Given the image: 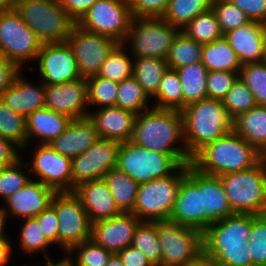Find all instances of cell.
<instances>
[{"instance_id": "6", "label": "cell", "mask_w": 266, "mask_h": 266, "mask_svg": "<svg viewBox=\"0 0 266 266\" xmlns=\"http://www.w3.org/2000/svg\"><path fill=\"white\" fill-rule=\"evenodd\" d=\"M14 8L42 43L66 42L76 24L59 0H14Z\"/></svg>"}, {"instance_id": "7", "label": "cell", "mask_w": 266, "mask_h": 266, "mask_svg": "<svg viewBox=\"0 0 266 266\" xmlns=\"http://www.w3.org/2000/svg\"><path fill=\"white\" fill-rule=\"evenodd\" d=\"M185 176L186 164L181 165L170 176L139 184L132 214L141 221L169 220L181 181Z\"/></svg>"}, {"instance_id": "42", "label": "cell", "mask_w": 266, "mask_h": 266, "mask_svg": "<svg viewBox=\"0 0 266 266\" xmlns=\"http://www.w3.org/2000/svg\"><path fill=\"white\" fill-rule=\"evenodd\" d=\"M0 136L10 140L20 150L27 145L25 117L0 100Z\"/></svg>"}, {"instance_id": "55", "label": "cell", "mask_w": 266, "mask_h": 266, "mask_svg": "<svg viewBox=\"0 0 266 266\" xmlns=\"http://www.w3.org/2000/svg\"><path fill=\"white\" fill-rule=\"evenodd\" d=\"M61 7L77 23L98 0H59Z\"/></svg>"}, {"instance_id": "36", "label": "cell", "mask_w": 266, "mask_h": 266, "mask_svg": "<svg viewBox=\"0 0 266 266\" xmlns=\"http://www.w3.org/2000/svg\"><path fill=\"white\" fill-rule=\"evenodd\" d=\"M128 52V53H127ZM124 43H119L105 59L98 76L121 82L133 75L134 57Z\"/></svg>"}, {"instance_id": "54", "label": "cell", "mask_w": 266, "mask_h": 266, "mask_svg": "<svg viewBox=\"0 0 266 266\" xmlns=\"http://www.w3.org/2000/svg\"><path fill=\"white\" fill-rule=\"evenodd\" d=\"M20 71L21 69L15 63L0 55V98Z\"/></svg>"}, {"instance_id": "10", "label": "cell", "mask_w": 266, "mask_h": 266, "mask_svg": "<svg viewBox=\"0 0 266 266\" xmlns=\"http://www.w3.org/2000/svg\"><path fill=\"white\" fill-rule=\"evenodd\" d=\"M42 44L14 7L0 15V55L21 70L35 62Z\"/></svg>"}, {"instance_id": "49", "label": "cell", "mask_w": 266, "mask_h": 266, "mask_svg": "<svg viewBox=\"0 0 266 266\" xmlns=\"http://www.w3.org/2000/svg\"><path fill=\"white\" fill-rule=\"evenodd\" d=\"M222 104L233 119L256 106L252 92L239 78L222 99Z\"/></svg>"}, {"instance_id": "17", "label": "cell", "mask_w": 266, "mask_h": 266, "mask_svg": "<svg viewBox=\"0 0 266 266\" xmlns=\"http://www.w3.org/2000/svg\"><path fill=\"white\" fill-rule=\"evenodd\" d=\"M36 61L39 80L44 85H58L81 78L77 60L67 42L43 43Z\"/></svg>"}, {"instance_id": "13", "label": "cell", "mask_w": 266, "mask_h": 266, "mask_svg": "<svg viewBox=\"0 0 266 266\" xmlns=\"http://www.w3.org/2000/svg\"><path fill=\"white\" fill-rule=\"evenodd\" d=\"M132 18L127 0H98L76 24L86 31L124 43Z\"/></svg>"}, {"instance_id": "32", "label": "cell", "mask_w": 266, "mask_h": 266, "mask_svg": "<svg viewBox=\"0 0 266 266\" xmlns=\"http://www.w3.org/2000/svg\"><path fill=\"white\" fill-rule=\"evenodd\" d=\"M116 207L122 213H132L136 203L138 186L128 174L117 167L104 175Z\"/></svg>"}, {"instance_id": "52", "label": "cell", "mask_w": 266, "mask_h": 266, "mask_svg": "<svg viewBox=\"0 0 266 266\" xmlns=\"http://www.w3.org/2000/svg\"><path fill=\"white\" fill-rule=\"evenodd\" d=\"M46 239L58 248V219L55 208L50 204L39 215L34 217Z\"/></svg>"}, {"instance_id": "8", "label": "cell", "mask_w": 266, "mask_h": 266, "mask_svg": "<svg viewBox=\"0 0 266 266\" xmlns=\"http://www.w3.org/2000/svg\"><path fill=\"white\" fill-rule=\"evenodd\" d=\"M181 30L161 17H133L124 42L133 57L166 60L175 37ZM130 43V44H129Z\"/></svg>"}, {"instance_id": "53", "label": "cell", "mask_w": 266, "mask_h": 266, "mask_svg": "<svg viewBox=\"0 0 266 266\" xmlns=\"http://www.w3.org/2000/svg\"><path fill=\"white\" fill-rule=\"evenodd\" d=\"M252 20L266 24V0H229Z\"/></svg>"}, {"instance_id": "66", "label": "cell", "mask_w": 266, "mask_h": 266, "mask_svg": "<svg viewBox=\"0 0 266 266\" xmlns=\"http://www.w3.org/2000/svg\"><path fill=\"white\" fill-rule=\"evenodd\" d=\"M22 266H36V265H32V264H31V265H30V264H27V265L24 264V265H23V264H22ZM37 266H39V265H37Z\"/></svg>"}, {"instance_id": "12", "label": "cell", "mask_w": 266, "mask_h": 266, "mask_svg": "<svg viewBox=\"0 0 266 266\" xmlns=\"http://www.w3.org/2000/svg\"><path fill=\"white\" fill-rule=\"evenodd\" d=\"M51 205L58 219V246L64 254L91 238L92 224L82 202L73 192H56Z\"/></svg>"}, {"instance_id": "27", "label": "cell", "mask_w": 266, "mask_h": 266, "mask_svg": "<svg viewBox=\"0 0 266 266\" xmlns=\"http://www.w3.org/2000/svg\"><path fill=\"white\" fill-rule=\"evenodd\" d=\"M169 221L204 232L201 193L199 188L187 176L181 181Z\"/></svg>"}, {"instance_id": "21", "label": "cell", "mask_w": 266, "mask_h": 266, "mask_svg": "<svg viewBox=\"0 0 266 266\" xmlns=\"http://www.w3.org/2000/svg\"><path fill=\"white\" fill-rule=\"evenodd\" d=\"M140 222L134 214L121 212L113 218L93 223L91 239L112 254H118L132 245L133 235Z\"/></svg>"}, {"instance_id": "59", "label": "cell", "mask_w": 266, "mask_h": 266, "mask_svg": "<svg viewBox=\"0 0 266 266\" xmlns=\"http://www.w3.org/2000/svg\"><path fill=\"white\" fill-rule=\"evenodd\" d=\"M184 266H219L211 257L204 252L195 260L186 263Z\"/></svg>"}, {"instance_id": "14", "label": "cell", "mask_w": 266, "mask_h": 266, "mask_svg": "<svg viewBox=\"0 0 266 266\" xmlns=\"http://www.w3.org/2000/svg\"><path fill=\"white\" fill-rule=\"evenodd\" d=\"M66 42L73 50L77 69L83 79L98 76L103 62L119 44L116 40L92 33L75 24Z\"/></svg>"}, {"instance_id": "16", "label": "cell", "mask_w": 266, "mask_h": 266, "mask_svg": "<svg viewBox=\"0 0 266 266\" xmlns=\"http://www.w3.org/2000/svg\"><path fill=\"white\" fill-rule=\"evenodd\" d=\"M120 142L100 138L83 154L71 159L72 192L79 185L102 179L111 169L117 167Z\"/></svg>"}, {"instance_id": "30", "label": "cell", "mask_w": 266, "mask_h": 266, "mask_svg": "<svg viewBox=\"0 0 266 266\" xmlns=\"http://www.w3.org/2000/svg\"><path fill=\"white\" fill-rule=\"evenodd\" d=\"M183 93V108L191 103L208 98V70L202 62H195L176 69Z\"/></svg>"}, {"instance_id": "39", "label": "cell", "mask_w": 266, "mask_h": 266, "mask_svg": "<svg viewBox=\"0 0 266 266\" xmlns=\"http://www.w3.org/2000/svg\"><path fill=\"white\" fill-rule=\"evenodd\" d=\"M132 246L139 249L152 266H161L162 251L158 242L157 221H141L133 235Z\"/></svg>"}, {"instance_id": "34", "label": "cell", "mask_w": 266, "mask_h": 266, "mask_svg": "<svg viewBox=\"0 0 266 266\" xmlns=\"http://www.w3.org/2000/svg\"><path fill=\"white\" fill-rule=\"evenodd\" d=\"M212 0H170L161 18L180 30L199 14L211 9Z\"/></svg>"}, {"instance_id": "33", "label": "cell", "mask_w": 266, "mask_h": 266, "mask_svg": "<svg viewBox=\"0 0 266 266\" xmlns=\"http://www.w3.org/2000/svg\"><path fill=\"white\" fill-rule=\"evenodd\" d=\"M166 60L155 57H134L133 77L152 99L158 90V85L168 69Z\"/></svg>"}, {"instance_id": "5", "label": "cell", "mask_w": 266, "mask_h": 266, "mask_svg": "<svg viewBox=\"0 0 266 266\" xmlns=\"http://www.w3.org/2000/svg\"><path fill=\"white\" fill-rule=\"evenodd\" d=\"M233 214H266V164L219 176Z\"/></svg>"}, {"instance_id": "50", "label": "cell", "mask_w": 266, "mask_h": 266, "mask_svg": "<svg viewBox=\"0 0 266 266\" xmlns=\"http://www.w3.org/2000/svg\"><path fill=\"white\" fill-rule=\"evenodd\" d=\"M239 72L231 71H208L207 92L208 98L221 100L231 90L233 84L238 80Z\"/></svg>"}, {"instance_id": "35", "label": "cell", "mask_w": 266, "mask_h": 266, "mask_svg": "<svg viewBox=\"0 0 266 266\" xmlns=\"http://www.w3.org/2000/svg\"><path fill=\"white\" fill-rule=\"evenodd\" d=\"M151 101L155 108L178 111L183 109L182 85L175 69H167L158 85L157 93Z\"/></svg>"}, {"instance_id": "46", "label": "cell", "mask_w": 266, "mask_h": 266, "mask_svg": "<svg viewBox=\"0 0 266 266\" xmlns=\"http://www.w3.org/2000/svg\"><path fill=\"white\" fill-rule=\"evenodd\" d=\"M67 254L75 266H106L112 256L110 251L98 245L91 238L74 246Z\"/></svg>"}, {"instance_id": "60", "label": "cell", "mask_w": 266, "mask_h": 266, "mask_svg": "<svg viewBox=\"0 0 266 266\" xmlns=\"http://www.w3.org/2000/svg\"><path fill=\"white\" fill-rule=\"evenodd\" d=\"M46 262L45 266H75L74 262L71 260V258L68 256V254L65 255V257L58 259L55 261L54 259L47 258L44 260Z\"/></svg>"}, {"instance_id": "31", "label": "cell", "mask_w": 266, "mask_h": 266, "mask_svg": "<svg viewBox=\"0 0 266 266\" xmlns=\"http://www.w3.org/2000/svg\"><path fill=\"white\" fill-rule=\"evenodd\" d=\"M201 62L208 71L239 72L242 67L237 54L224 36L203 44Z\"/></svg>"}, {"instance_id": "23", "label": "cell", "mask_w": 266, "mask_h": 266, "mask_svg": "<svg viewBox=\"0 0 266 266\" xmlns=\"http://www.w3.org/2000/svg\"><path fill=\"white\" fill-rule=\"evenodd\" d=\"M23 75L21 70L1 95L0 100L26 118L34 111L45 107V85L39 79L32 82Z\"/></svg>"}, {"instance_id": "22", "label": "cell", "mask_w": 266, "mask_h": 266, "mask_svg": "<svg viewBox=\"0 0 266 266\" xmlns=\"http://www.w3.org/2000/svg\"><path fill=\"white\" fill-rule=\"evenodd\" d=\"M136 117V113L117 106L91 109L88 114L100 138L120 143L131 140Z\"/></svg>"}, {"instance_id": "40", "label": "cell", "mask_w": 266, "mask_h": 266, "mask_svg": "<svg viewBox=\"0 0 266 266\" xmlns=\"http://www.w3.org/2000/svg\"><path fill=\"white\" fill-rule=\"evenodd\" d=\"M137 80L131 76L118 82L116 106L136 114L150 109L153 105Z\"/></svg>"}, {"instance_id": "24", "label": "cell", "mask_w": 266, "mask_h": 266, "mask_svg": "<svg viewBox=\"0 0 266 266\" xmlns=\"http://www.w3.org/2000/svg\"><path fill=\"white\" fill-rule=\"evenodd\" d=\"M73 193L82 202L91 224L121 213L104 178L83 183L76 187Z\"/></svg>"}, {"instance_id": "19", "label": "cell", "mask_w": 266, "mask_h": 266, "mask_svg": "<svg viewBox=\"0 0 266 266\" xmlns=\"http://www.w3.org/2000/svg\"><path fill=\"white\" fill-rule=\"evenodd\" d=\"M186 176L199 188L204 231L213 223L233 215L223 184L218 176L206 175L186 164Z\"/></svg>"}, {"instance_id": "45", "label": "cell", "mask_w": 266, "mask_h": 266, "mask_svg": "<svg viewBox=\"0 0 266 266\" xmlns=\"http://www.w3.org/2000/svg\"><path fill=\"white\" fill-rule=\"evenodd\" d=\"M238 78L252 92L256 105L266 106V63L242 65Z\"/></svg>"}, {"instance_id": "41", "label": "cell", "mask_w": 266, "mask_h": 266, "mask_svg": "<svg viewBox=\"0 0 266 266\" xmlns=\"http://www.w3.org/2000/svg\"><path fill=\"white\" fill-rule=\"evenodd\" d=\"M181 31L190 39L198 43H211L223 37L219 22L212 9L199 14Z\"/></svg>"}, {"instance_id": "56", "label": "cell", "mask_w": 266, "mask_h": 266, "mask_svg": "<svg viewBox=\"0 0 266 266\" xmlns=\"http://www.w3.org/2000/svg\"><path fill=\"white\" fill-rule=\"evenodd\" d=\"M20 151L10 140L0 136V168L12 165L22 157Z\"/></svg>"}, {"instance_id": "47", "label": "cell", "mask_w": 266, "mask_h": 266, "mask_svg": "<svg viewBox=\"0 0 266 266\" xmlns=\"http://www.w3.org/2000/svg\"><path fill=\"white\" fill-rule=\"evenodd\" d=\"M247 242L252 263L259 266H265L266 214L251 215V234Z\"/></svg>"}, {"instance_id": "58", "label": "cell", "mask_w": 266, "mask_h": 266, "mask_svg": "<svg viewBox=\"0 0 266 266\" xmlns=\"http://www.w3.org/2000/svg\"><path fill=\"white\" fill-rule=\"evenodd\" d=\"M4 230L0 234V266H9L13 257V250L15 249L11 238L9 239L8 235Z\"/></svg>"}, {"instance_id": "9", "label": "cell", "mask_w": 266, "mask_h": 266, "mask_svg": "<svg viewBox=\"0 0 266 266\" xmlns=\"http://www.w3.org/2000/svg\"><path fill=\"white\" fill-rule=\"evenodd\" d=\"M179 167L170 155L148 150L131 140L119 146L117 168L138 184L170 176Z\"/></svg>"}, {"instance_id": "51", "label": "cell", "mask_w": 266, "mask_h": 266, "mask_svg": "<svg viewBox=\"0 0 266 266\" xmlns=\"http://www.w3.org/2000/svg\"><path fill=\"white\" fill-rule=\"evenodd\" d=\"M133 17H161L170 0H127Z\"/></svg>"}, {"instance_id": "48", "label": "cell", "mask_w": 266, "mask_h": 266, "mask_svg": "<svg viewBox=\"0 0 266 266\" xmlns=\"http://www.w3.org/2000/svg\"><path fill=\"white\" fill-rule=\"evenodd\" d=\"M211 9L223 34L250 21L246 14L229 0H212Z\"/></svg>"}, {"instance_id": "1", "label": "cell", "mask_w": 266, "mask_h": 266, "mask_svg": "<svg viewBox=\"0 0 266 266\" xmlns=\"http://www.w3.org/2000/svg\"><path fill=\"white\" fill-rule=\"evenodd\" d=\"M131 141L170 155L180 166L191 162L184 141L181 111L151 107L137 114Z\"/></svg>"}, {"instance_id": "18", "label": "cell", "mask_w": 266, "mask_h": 266, "mask_svg": "<svg viewBox=\"0 0 266 266\" xmlns=\"http://www.w3.org/2000/svg\"><path fill=\"white\" fill-rule=\"evenodd\" d=\"M55 194L54 189L30 179L22 189L4 200L5 205H0L4 223L7 226L8 219L34 218L51 204Z\"/></svg>"}, {"instance_id": "63", "label": "cell", "mask_w": 266, "mask_h": 266, "mask_svg": "<svg viewBox=\"0 0 266 266\" xmlns=\"http://www.w3.org/2000/svg\"><path fill=\"white\" fill-rule=\"evenodd\" d=\"M6 229V225L4 223V220H3V216L1 215V212H0V234Z\"/></svg>"}, {"instance_id": "57", "label": "cell", "mask_w": 266, "mask_h": 266, "mask_svg": "<svg viewBox=\"0 0 266 266\" xmlns=\"http://www.w3.org/2000/svg\"><path fill=\"white\" fill-rule=\"evenodd\" d=\"M124 266H152L146 256L132 245L118 253Z\"/></svg>"}, {"instance_id": "15", "label": "cell", "mask_w": 266, "mask_h": 266, "mask_svg": "<svg viewBox=\"0 0 266 266\" xmlns=\"http://www.w3.org/2000/svg\"><path fill=\"white\" fill-rule=\"evenodd\" d=\"M35 145L30 156L32 159L26 162L31 179L56 192H72L71 158L57 153L48 144Z\"/></svg>"}, {"instance_id": "44", "label": "cell", "mask_w": 266, "mask_h": 266, "mask_svg": "<svg viewBox=\"0 0 266 266\" xmlns=\"http://www.w3.org/2000/svg\"><path fill=\"white\" fill-rule=\"evenodd\" d=\"M24 161L20 157L12 165L0 168V200L3 202L22 189L31 179L30 171Z\"/></svg>"}, {"instance_id": "4", "label": "cell", "mask_w": 266, "mask_h": 266, "mask_svg": "<svg viewBox=\"0 0 266 266\" xmlns=\"http://www.w3.org/2000/svg\"><path fill=\"white\" fill-rule=\"evenodd\" d=\"M181 113L184 141L190 158L205 145L233 130V118L221 100L206 98L185 106Z\"/></svg>"}, {"instance_id": "2", "label": "cell", "mask_w": 266, "mask_h": 266, "mask_svg": "<svg viewBox=\"0 0 266 266\" xmlns=\"http://www.w3.org/2000/svg\"><path fill=\"white\" fill-rule=\"evenodd\" d=\"M251 215L233 214L211 224L203 232L204 253L219 266H248L252 258L248 250Z\"/></svg>"}, {"instance_id": "38", "label": "cell", "mask_w": 266, "mask_h": 266, "mask_svg": "<svg viewBox=\"0 0 266 266\" xmlns=\"http://www.w3.org/2000/svg\"><path fill=\"white\" fill-rule=\"evenodd\" d=\"M203 44L188 38L182 31L175 37L166 57L168 67L178 69L183 66L200 62L202 59Z\"/></svg>"}, {"instance_id": "11", "label": "cell", "mask_w": 266, "mask_h": 266, "mask_svg": "<svg viewBox=\"0 0 266 266\" xmlns=\"http://www.w3.org/2000/svg\"><path fill=\"white\" fill-rule=\"evenodd\" d=\"M158 242L162 251L161 266H184L203 252V232L189 226L157 221Z\"/></svg>"}, {"instance_id": "3", "label": "cell", "mask_w": 266, "mask_h": 266, "mask_svg": "<svg viewBox=\"0 0 266 266\" xmlns=\"http://www.w3.org/2000/svg\"><path fill=\"white\" fill-rule=\"evenodd\" d=\"M263 155L233 130L205 145L192 158L190 165L199 172L220 176L256 166Z\"/></svg>"}, {"instance_id": "61", "label": "cell", "mask_w": 266, "mask_h": 266, "mask_svg": "<svg viewBox=\"0 0 266 266\" xmlns=\"http://www.w3.org/2000/svg\"><path fill=\"white\" fill-rule=\"evenodd\" d=\"M14 7V0H0V15Z\"/></svg>"}, {"instance_id": "37", "label": "cell", "mask_w": 266, "mask_h": 266, "mask_svg": "<svg viewBox=\"0 0 266 266\" xmlns=\"http://www.w3.org/2000/svg\"><path fill=\"white\" fill-rule=\"evenodd\" d=\"M22 221L18 237L19 246H17L20 251L26 256H30V254L35 256L37 253L42 252L43 259L50 258L48 248L53 245L46 239L37 220L35 218H25Z\"/></svg>"}, {"instance_id": "26", "label": "cell", "mask_w": 266, "mask_h": 266, "mask_svg": "<svg viewBox=\"0 0 266 266\" xmlns=\"http://www.w3.org/2000/svg\"><path fill=\"white\" fill-rule=\"evenodd\" d=\"M100 139L98 132L88 118L74 119L66 130L48 145L57 153L70 157L83 154Z\"/></svg>"}, {"instance_id": "29", "label": "cell", "mask_w": 266, "mask_h": 266, "mask_svg": "<svg viewBox=\"0 0 266 266\" xmlns=\"http://www.w3.org/2000/svg\"><path fill=\"white\" fill-rule=\"evenodd\" d=\"M233 131L262 155L266 152V106L256 105L233 119Z\"/></svg>"}, {"instance_id": "62", "label": "cell", "mask_w": 266, "mask_h": 266, "mask_svg": "<svg viewBox=\"0 0 266 266\" xmlns=\"http://www.w3.org/2000/svg\"><path fill=\"white\" fill-rule=\"evenodd\" d=\"M106 266H124V264L118 254H112Z\"/></svg>"}, {"instance_id": "25", "label": "cell", "mask_w": 266, "mask_h": 266, "mask_svg": "<svg viewBox=\"0 0 266 266\" xmlns=\"http://www.w3.org/2000/svg\"><path fill=\"white\" fill-rule=\"evenodd\" d=\"M266 24L250 20L223 34L242 65L263 61Z\"/></svg>"}, {"instance_id": "43", "label": "cell", "mask_w": 266, "mask_h": 266, "mask_svg": "<svg viewBox=\"0 0 266 266\" xmlns=\"http://www.w3.org/2000/svg\"><path fill=\"white\" fill-rule=\"evenodd\" d=\"M88 106L102 108L116 106L118 82L95 76L86 79Z\"/></svg>"}, {"instance_id": "28", "label": "cell", "mask_w": 266, "mask_h": 266, "mask_svg": "<svg viewBox=\"0 0 266 266\" xmlns=\"http://www.w3.org/2000/svg\"><path fill=\"white\" fill-rule=\"evenodd\" d=\"M71 121L72 119L70 117L47 107L34 111L25 118L27 145L21 152H27L26 150L28 149L26 148L35 138L38 144H49L54 138L59 137L66 130Z\"/></svg>"}, {"instance_id": "64", "label": "cell", "mask_w": 266, "mask_h": 266, "mask_svg": "<svg viewBox=\"0 0 266 266\" xmlns=\"http://www.w3.org/2000/svg\"><path fill=\"white\" fill-rule=\"evenodd\" d=\"M262 62L266 63V34L264 36L263 61Z\"/></svg>"}, {"instance_id": "20", "label": "cell", "mask_w": 266, "mask_h": 266, "mask_svg": "<svg viewBox=\"0 0 266 266\" xmlns=\"http://www.w3.org/2000/svg\"><path fill=\"white\" fill-rule=\"evenodd\" d=\"M45 107L72 120L88 117V93L86 79L58 85H45Z\"/></svg>"}, {"instance_id": "65", "label": "cell", "mask_w": 266, "mask_h": 266, "mask_svg": "<svg viewBox=\"0 0 266 266\" xmlns=\"http://www.w3.org/2000/svg\"><path fill=\"white\" fill-rule=\"evenodd\" d=\"M263 160H264V162L266 164V152L263 154Z\"/></svg>"}]
</instances>
